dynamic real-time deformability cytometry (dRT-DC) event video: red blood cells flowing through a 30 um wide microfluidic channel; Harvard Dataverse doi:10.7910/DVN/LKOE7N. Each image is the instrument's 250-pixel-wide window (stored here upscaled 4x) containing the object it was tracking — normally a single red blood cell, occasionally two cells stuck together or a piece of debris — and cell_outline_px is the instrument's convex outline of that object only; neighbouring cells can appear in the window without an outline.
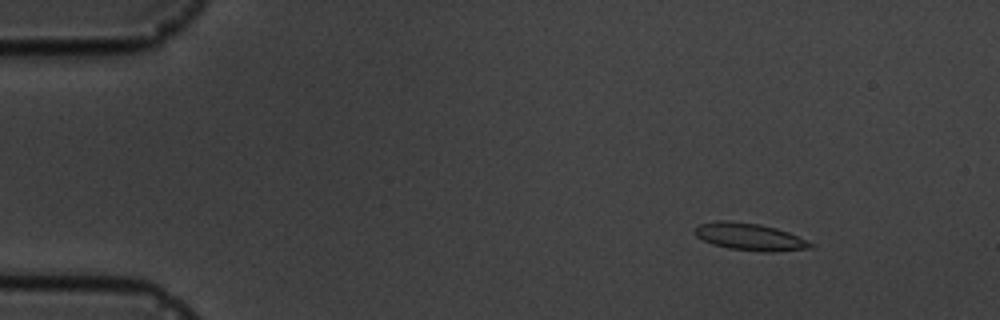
{"species": "common noctule bat (a hibernating species)", "species_latin": "Nyctalus noctula", "temperature_condition": "cold", "stored_images_in_passage": 10, "camera_frame_rate_fps": 3000, "um_per_image_px": 0.085, "animal": {"sex": "male", "body_mass_g": 19.5, "forearm_length_mm": 54.6}, "frame": {"image": 1, "passage_image": 2, "time_ms": 1.0, "image_size_px": [1000, 320], "cell_outline_px": [[816, 244], [812, 248], [772, 252], [764, 252], [728, 248], [712, 244], [696, 236], [692, 232], [692, 228], [700, 224], [716, 220], [728, 220], [760, 224], [776, 228], [788, 232]], "centroid_in_image_um": [63.7, 20.12], "position_along_channel_um": 21.3, "area_um2": 18.55}}
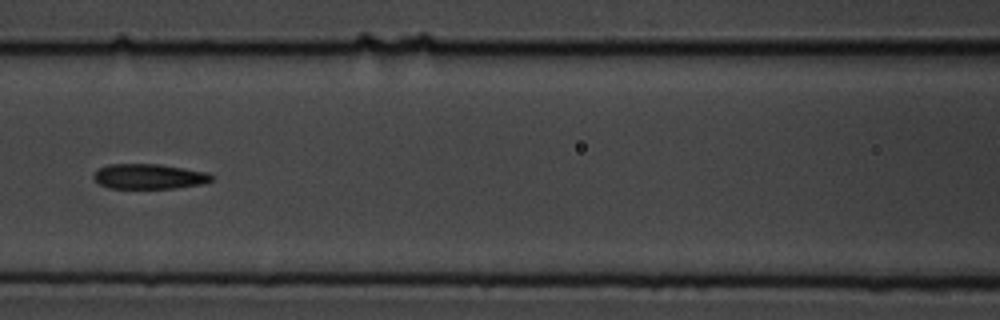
{"frame": {"image": 2, "passage_image": 7, "time_ms": 7.0, "image_size_px": [1000, 320], "cell_outline_px": [[216, 176], [212, 180], [204, 184], [176, 188], [108, 188], [100, 184], [92, 176], [100, 168], [108, 164], [160, 164], [208, 172]], "centroid_in_image_um": [12.73, 15.0], "position_along_channel_um": 153.9, "area_um2": 17.34}}
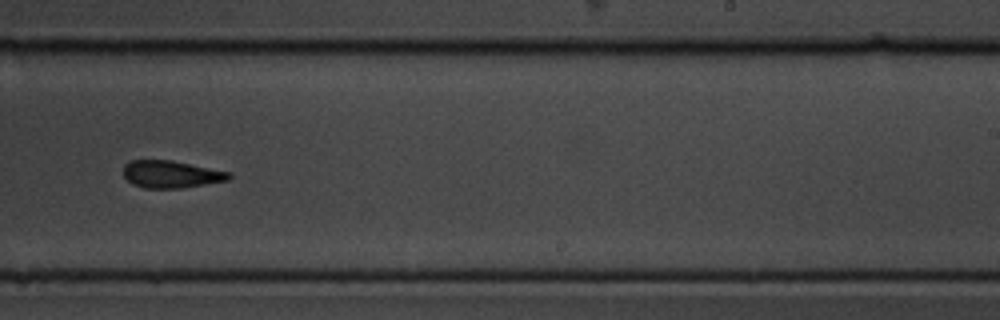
{"frame": {"image": 3, "passage_image": 10, "time_ms": 10.333, "image_size_px": [1000, 320], "cell_outline_px": [[232, 176], [228, 180], [184, 188], [144, 188], [132, 184], [124, 176], [124, 164], [132, 160], [172, 160], [232, 172]], "centroid_in_image_um": [14.57, 14.81], "position_along_channel_um": 274.4, "area_um2": 16.94}}